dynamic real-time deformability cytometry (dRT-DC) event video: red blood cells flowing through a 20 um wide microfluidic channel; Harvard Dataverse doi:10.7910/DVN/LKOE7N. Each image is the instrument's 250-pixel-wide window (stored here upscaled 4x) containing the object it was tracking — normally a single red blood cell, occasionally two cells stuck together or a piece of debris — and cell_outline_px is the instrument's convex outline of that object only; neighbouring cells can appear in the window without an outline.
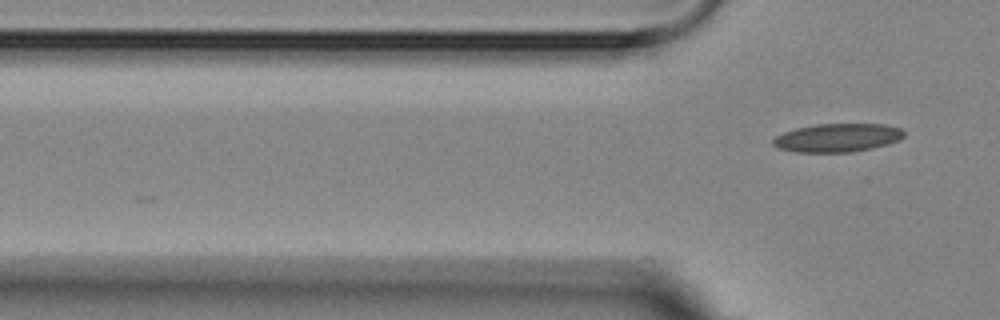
{"species": "Egyptian fruit bat (a non-hibernating species)", "species_latin": "Rousettus aegyptiacus", "temperature_condition": "room temperature", "stored_images_in_passage": 3, "camera_frame_rate_fps": 3000, "um_per_image_px": 0.085, "animal": {"sex": "female"}, "frame": {"image": 1, "passage_image": 3, "time_ms": 2.667, "image_size_px": [1000, 320], "cell_outline_px": [[904, 136], [900, 140], [888, 144], [872, 148], [852, 152], [796, 152], [776, 148], [772, 144], [772, 140], [776, 136], [784, 132], [796, 128], [816, 124], [884, 124], [900, 128], [904, 132]], "centroid_in_image_um": [71.17, 11.71], "position_along_channel_um": 54.6, "area_um2": 21.79}}